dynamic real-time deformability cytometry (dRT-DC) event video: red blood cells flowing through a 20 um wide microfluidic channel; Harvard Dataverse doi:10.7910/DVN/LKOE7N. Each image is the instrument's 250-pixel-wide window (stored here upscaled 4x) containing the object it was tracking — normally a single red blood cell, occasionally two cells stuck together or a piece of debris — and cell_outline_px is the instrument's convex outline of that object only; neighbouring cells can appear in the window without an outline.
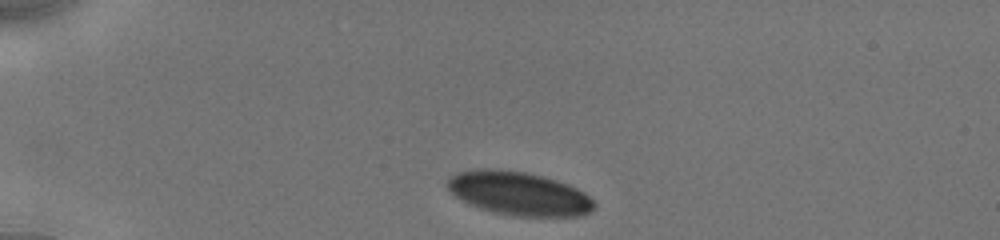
{"species": "human", "species_latin": "Homo sapiens", "temperature_condition": "cold", "stored_images_in_passage": 22, "camera_frame_rate_fps": 3000, "um_per_image_px": 0.085, "donor": {"sex": "male"}, "frame": {"image": 1, "passage_image": 1, "time_ms": 0.0, "image_size_px": [1000, 240], "cell_outline_px": [[596, 208], [580, 216], [512, 216], [480, 208], [456, 196], [448, 188], [448, 180], [456, 172], [480, 168], [496, 168], [524, 172], [556, 180], [568, 184], [584, 192], [596, 204]], "centroid_in_image_um": [44.13, 16.44], "position_along_channel_um": 40.9, "area_um2": 36.93}}
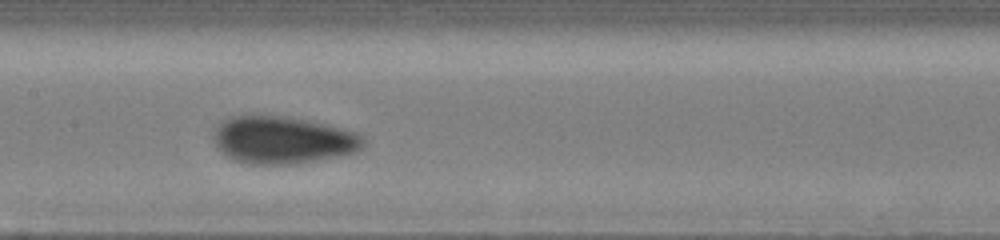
{"frame": {"image": 2, "passage_image": 13, "time_ms": 5.0, "image_size_px": [1000, 240], "cell_outline_px": [[364, 144], [356, 152], [296, 164], [252, 164], [236, 160], [228, 156], [216, 144], [212, 136], [220, 120], [232, 116], [248, 112], [252, 112], [288, 116], [312, 120], [328, 124], [356, 132], [364, 136]], "centroid_in_image_um": [24.01, 11.83], "position_along_channel_um": 183.4, "area_um2": 42.19}}
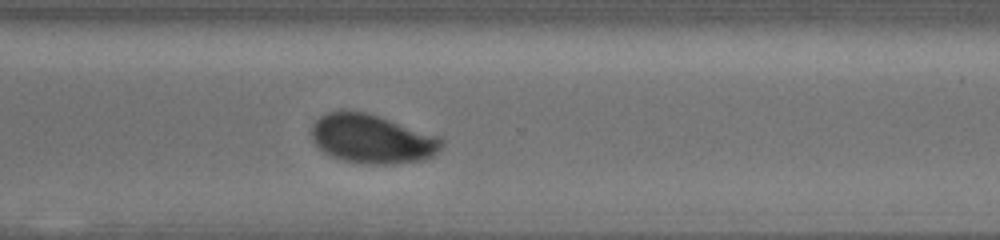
{"frame": {"image": 3, "passage_image": 22, "time_ms": 9.0, "image_size_px": [1000, 240], "cell_outline_px": [[444, 148], [432, 156], [424, 160], [392, 164], [368, 164], [344, 160], [332, 156], [324, 152], [312, 140], [312, 124], [320, 116], [328, 112], [368, 112], [440, 136], [444, 140]], "centroid_in_image_um": [31.69, 11.81], "position_along_channel_um": 338.9, "area_um2": 37.17}}